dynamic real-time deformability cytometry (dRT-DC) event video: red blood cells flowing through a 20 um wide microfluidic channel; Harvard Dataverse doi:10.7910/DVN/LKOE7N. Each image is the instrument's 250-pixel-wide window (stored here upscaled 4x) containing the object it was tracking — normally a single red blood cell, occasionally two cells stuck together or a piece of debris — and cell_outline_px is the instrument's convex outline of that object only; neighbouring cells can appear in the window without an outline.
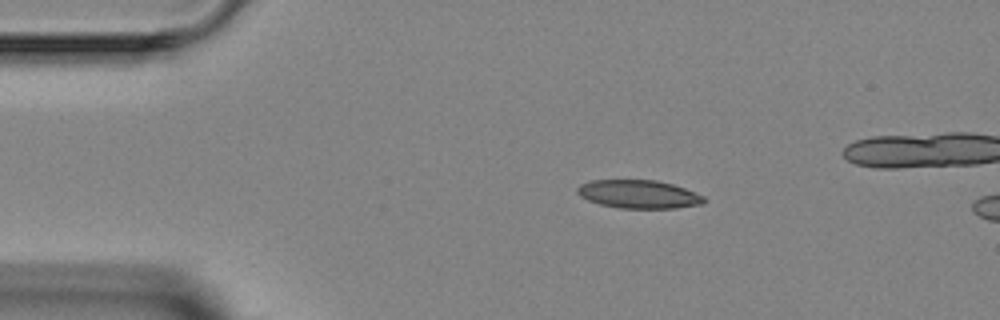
{"species": "Egyptian fruit bat (a non-hibernating species)", "species_latin": "Rousettus aegyptiacus", "temperature_condition": "room temperature", "stored_images_in_passage": 2, "camera_frame_rate_fps": 3000, "um_per_image_px": 0.085, "animal": {"sex": "female"}, "frame": {"image": 1, "passage_image": 2, "time_ms": 1.333, "image_size_px": [1000, 320], "cell_outline_px": [[708, 200], [704, 204], [676, 208], [620, 208], [600, 204], [588, 200], [580, 196], [576, 192], [576, 188], [580, 184], [592, 180], [656, 180], [672, 184], [684, 188], [704, 196]], "centroid_in_image_um": [54.3, 16.51], "position_along_channel_um": 30.7, "area_um2": 20.98}}